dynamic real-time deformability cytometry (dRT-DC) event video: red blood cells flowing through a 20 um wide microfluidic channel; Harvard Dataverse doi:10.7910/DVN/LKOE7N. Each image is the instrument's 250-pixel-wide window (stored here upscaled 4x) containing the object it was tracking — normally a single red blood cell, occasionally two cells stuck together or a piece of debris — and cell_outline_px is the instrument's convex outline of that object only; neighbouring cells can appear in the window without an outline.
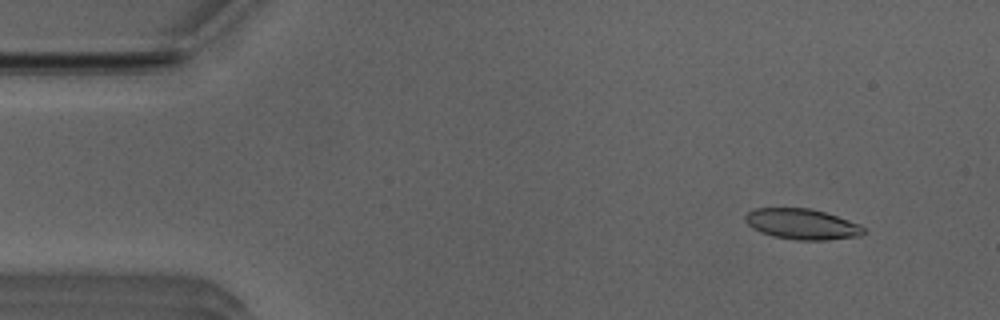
{"species": "Egyptian fruit bat (a non-hibernating species)", "species_latin": "Rousettus aegyptiacus", "temperature_condition": "room temperature", "stored_images_in_passage": 37, "camera_frame_rate_fps": 3000, "um_per_image_px": 0.085, "animal": {"sex": "male"}, "frame": {"image": 1, "passage_image": 5, "time_ms": 1.333, "image_size_px": [1000, 320], "cell_outline_px": [[864, 232], [860, 236], [828, 240], [796, 240], [772, 236], [760, 232], [752, 228], [744, 220], [744, 216], [748, 212], [756, 208], [808, 208], [824, 212], [860, 224], [864, 228]], "centroid_in_image_um": [68.15, 19.05], "position_along_channel_um": 16.9, "area_um2": 21.1}}
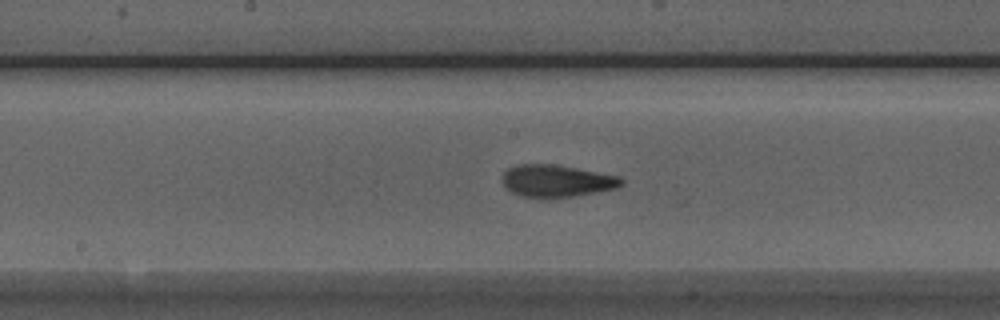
{"frame": {"image": 2, "passage_image": 26, "time_ms": 8.333, "image_size_px": [1000, 320], "cell_outline_px": [[624, 184], [616, 188], [572, 196], [548, 200], [540, 200], [520, 196], [504, 188], [500, 176], [508, 168], [520, 164], [552, 164], [576, 168], [620, 176], [624, 180]], "centroid_in_image_um": [47.25, 15.41], "position_along_channel_um": 201.0, "area_um2": 22.89}}
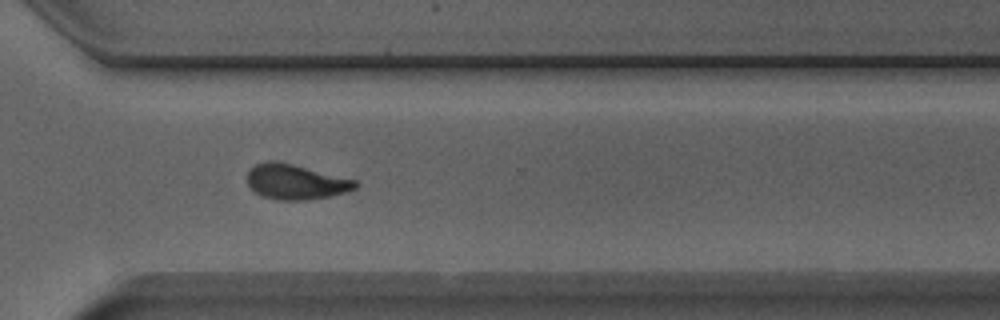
{"frame": {"image": 3, "passage_image": 37, "time_ms": 12.0, "image_size_px": [1000, 320], "cell_outline_px": [[360, 184], [356, 188], [348, 192], [328, 196], [304, 200], [276, 200], [260, 196], [248, 184], [248, 172], [256, 164], [272, 160], [292, 164], [356, 180]], "centroid_in_image_um": [25.15, 15.47], "position_along_channel_um": 345.4, "area_um2": 21.91}}